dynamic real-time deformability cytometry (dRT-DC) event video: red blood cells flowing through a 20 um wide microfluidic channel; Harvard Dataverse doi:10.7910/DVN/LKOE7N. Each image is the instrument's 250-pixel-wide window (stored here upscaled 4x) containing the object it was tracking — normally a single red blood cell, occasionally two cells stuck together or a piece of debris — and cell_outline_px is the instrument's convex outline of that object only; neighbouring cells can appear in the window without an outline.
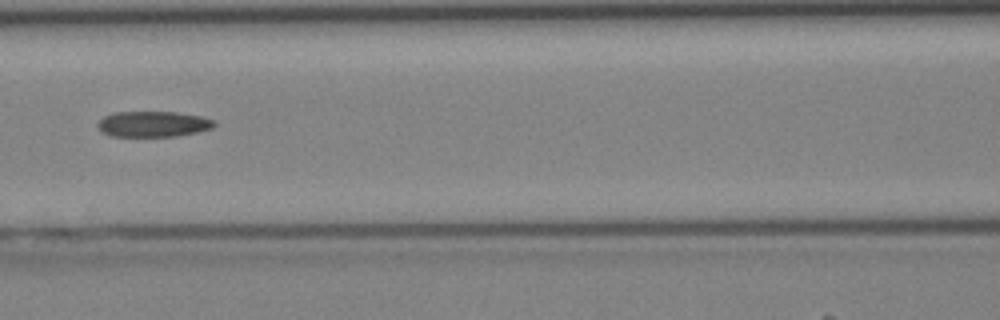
{"species": "Egyptian fruit bat (a non-hibernating species)", "species_latin": "Rousettus aegyptiacus", "temperature_condition": "cold", "stored_images_in_passage": 5, "camera_frame_rate_fps": 3000, "um_per_image_px": 0.085, "animal": {"sex": "female"}, "frame": {"image": 1, "passage_image": 5, "time_ms": 1.333, "image_size_px": [1000, 320], "cell_outline_px": [[216, 124], [212, 128], [196, 132], [176, 136], [112, 136], [104, 132], [96, 124], [104, 116], [116, 112], [176, 112], [200, 116], [212, 120]], "centroid_in_image_um": [13.01, 10.54], "position_along_channel_um": 153.6, "area_um2": 17.17}}